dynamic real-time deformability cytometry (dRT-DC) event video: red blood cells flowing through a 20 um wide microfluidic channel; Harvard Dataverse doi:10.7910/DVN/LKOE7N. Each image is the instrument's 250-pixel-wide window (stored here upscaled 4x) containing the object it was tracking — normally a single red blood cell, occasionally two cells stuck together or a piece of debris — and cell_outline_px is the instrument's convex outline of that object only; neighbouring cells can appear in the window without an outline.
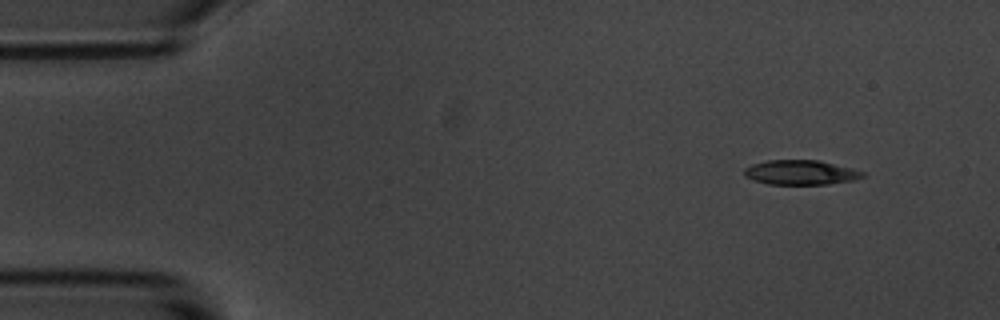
{"species": "common noctule bat (a hibernating species)", "species_latin": "Nyctalus noctula", "temperature_condition": "room temperature", "stored_images_in_passage": 4, "camera_frame_rate_fps": 3000, "um_per_image_px": 0.085, "animal": {"sex": "male", "body_mass_g": 20.1, "forearm_length_mm": 53.5}, "frame": {"image": 1, "passage_image": 1, "time_ms": 0.0, "image_size_px": [1000, 320], "cell_outline_px": [[864, 176], [856, 180], [828, 184], [768, 184], [752, 180], [744, 176], [744, 168], [752, 164], [768, 160], [820, 160], [852, 168], [864, 172]], "centroid_in_image_um": [68.05, 14.66], "position_along_channel_um": 16.9, "area_um2": 17.11}}
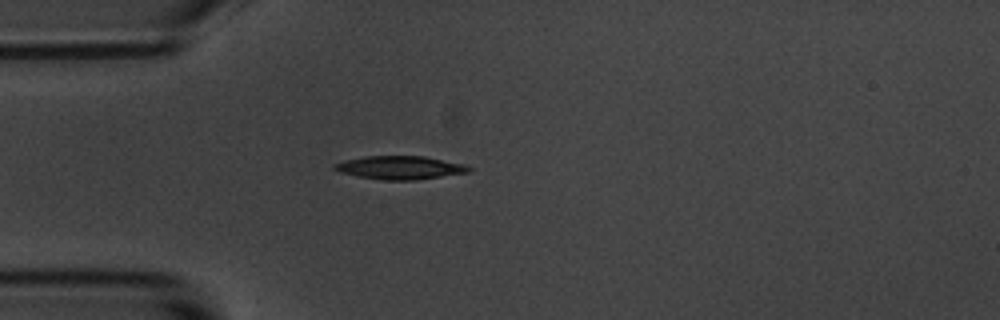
{"frame": {"image": 2, "passage_image": 4, "time_ms": 3.333, "image_size_px": [1000, 320], "cell_outline_px": [[472, 168], [468, 172], [416, 180], [384, 180], [356, 176], [340, 172], [332, 168], [332, 164], [344, 160], [364, 156], [424, 156], [464, 164]], "centroid_in_image_um": [33.95, 14.24], "position_along_channel_um": 51.1, "area_um2": 18.26}}